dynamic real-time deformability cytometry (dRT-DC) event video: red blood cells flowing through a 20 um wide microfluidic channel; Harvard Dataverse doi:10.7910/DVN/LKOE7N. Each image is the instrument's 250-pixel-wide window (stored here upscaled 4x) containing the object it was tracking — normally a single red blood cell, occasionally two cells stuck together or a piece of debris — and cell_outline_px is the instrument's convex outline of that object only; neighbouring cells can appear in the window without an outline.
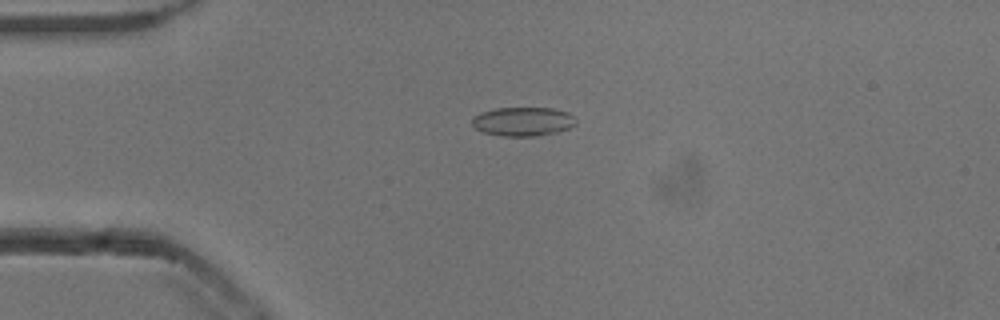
{"species": "common noctule bat (a hibernating species)", "species_latin": "Nyctalus noctula", "temperature_condition": "cold", "stored_images_in_passage": 53, "camera_frame_rate_fps": 3000, "um_per_image_px": 0.085, "animal": {"sex": "male", "body_mass_g": 13.3}, "frame": {"image": 1, "passage_image": 13, "time_ms": 4.0, "image_size_px": [1000, 320], "cell_outline_px": [[576, 124], [568, 128], [556, 132], [536, 136], [504, 136], [484, 132], [476, 128], [472, 124], [472, 116], [480, 112], [496, 108], [552, 108], [568, 112], [576, 116]], "centroid_in_image_um": [44.46, 10.32], "position_along_channel_um": 40.5, "area_um2": 17.57}}
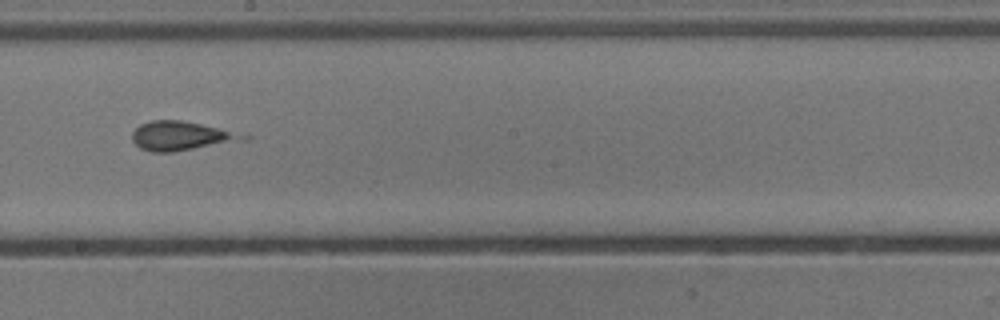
{"frame": {"image": 2, "passage_image": 30, "time_ms": 9.667, "image_size_px": [1000, 320], "cell_outline_px": [[252, 136], [248, 140], [172, 152], [152, 152], [140, 148], [132, 140], [132, 132], [140, 124], [152, 120], [180, 120], [200, 124]], "centroid_in_image_um": [15.4, 11.56], "position_along_channel_um": 232.8, "area_um2": 18.73}}
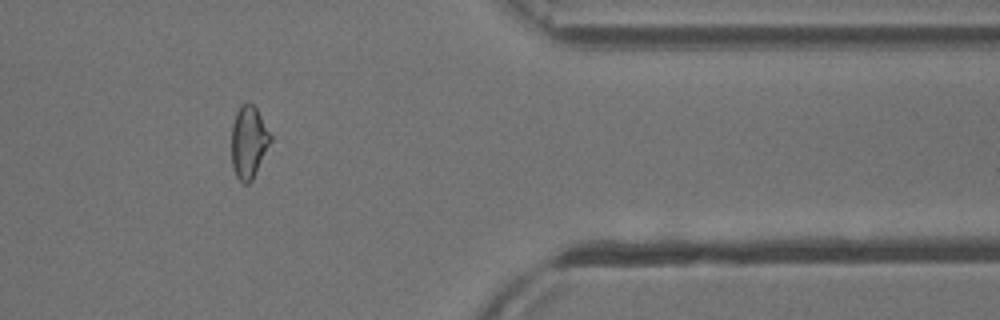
{"frame": {"image": 3, "passage_image": 44, "time_ms": 14.333, "image_size_px": [1000, 320], "cell_outline_px": [[272, 140], [252, 180], [248, 184], [244, 184], [236, 176], [232, 168], [232, 124], [236, 112], [240, 104], [248, 100], [256, 108], [272, 136]], "centroid_in_image_um": [21.13, 12.05], "position_along_channel_um": 390.3, "area_um2": 16.53}}